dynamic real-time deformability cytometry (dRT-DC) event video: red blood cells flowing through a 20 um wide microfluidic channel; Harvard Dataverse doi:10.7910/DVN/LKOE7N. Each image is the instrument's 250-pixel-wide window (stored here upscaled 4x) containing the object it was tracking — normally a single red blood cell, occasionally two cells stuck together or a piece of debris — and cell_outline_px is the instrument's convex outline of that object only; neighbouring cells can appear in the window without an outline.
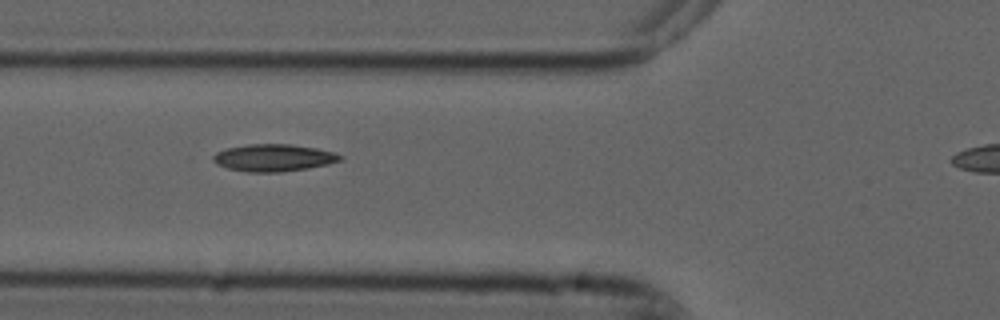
{"species": "common noctule bat (a hibernating species)", "species_latin": "Nyctalus noctula", "temperature_condition": "cold", "stored_images_in_passage": 4, "segment_of_instrument_passage": [1, 2], "camera_frame_rate_fps": 3000, "um_per_image_px": 0.085, "animal": {"sex": "male", "forearm_length_mm": 52.5}, "frame": {"image": 1, "passage_image": 2, "time_ms": 0.333, "image_size_px": [1000, 320], "cell_outline_px": [[344, 160], [328, 164], [308, 168], [280, 172], [248, 172], [228, 168], [216, 164], [212, 160], [212, 156], [216, 152], [228, 148], [248, 144], [288, 144], [316, 148], [336, 152], [344, 156]], "centroid_in_image_um": [23.29, 13.41], "position_along_channel_um": 102.5, "area_um2": 20.23}}
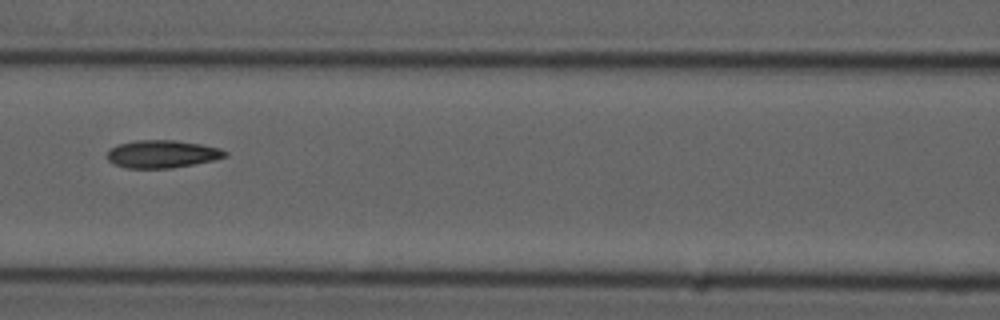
{"frame": {"image": 2, "passage_image": 3, "time_ms": 0.667, "image_size_px": [1000, 320], "cell_outline_px": [[228, 156], [212, 160], [172, 168], [128, 168], [116, 164], [108, 160], [108, 152], [112, 148], [120, 144], [136, 140], [176, 140], [200, 144], [220, 148], [228, 152]], "centroid_in_image_um": [13.82, 13.08], "position_along_channel_um": 152.8, "area_um2": 18.79}}